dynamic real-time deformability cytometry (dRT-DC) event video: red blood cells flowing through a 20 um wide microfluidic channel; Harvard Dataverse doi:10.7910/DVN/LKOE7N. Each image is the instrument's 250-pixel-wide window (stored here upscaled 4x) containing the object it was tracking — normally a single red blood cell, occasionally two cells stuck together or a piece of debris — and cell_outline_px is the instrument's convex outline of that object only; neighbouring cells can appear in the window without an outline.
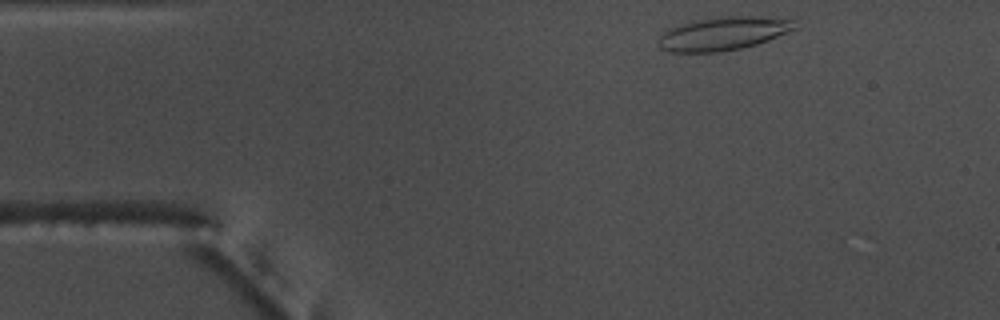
{"species": "common noctule bat (a hibernating species)", "species_latin": "Nyctalus noctula", "temperature_condition": "warm", "stored_images_in_passage": 39, "camera_frame_rate_fps": 3000, "um_per_image_px": 0.085, "animal": {"sex": "male", "body_mass_g": 17.5, "forearm_length_mm": 52.3}, "frame": {"image": 1, "passage_image": 2, "time_ms": 0.333, "image_size_px": [1000, 320], "cell_outline_px": [[800, 28], [768, 40], [756, 44], [740, 48], [720, 52], [668, 52], [660, 48], [656, 44], [656, 36], [668, 28], [700, 20], [724, 16], [752, 16], [792, 20]], "centroid_in_image_um": [61.42, 2.87], "position_along_channel_um": 23.6, "area_um2": 26.53}}
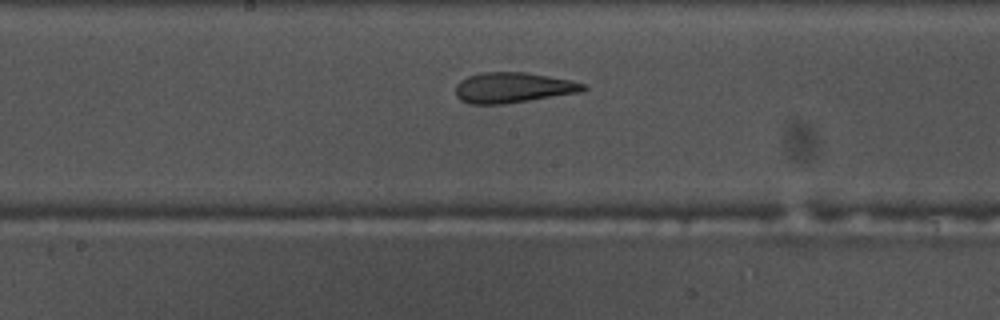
{"frame": {"image": 2, "passage_image": 22, "time_ms": 7.0, "image_size_px": [1000, 320], "cell_outline_px": [[588, 88], [580, 92], [504, 104], [468, 104], [460, 100], [456, 96], [456, 84], [460, 80], [468, 76], [480, 72], [528, 72], [572, 80], [588, 84]], "centroid_in_image_um": [43.61, 7.44], "position_along_channel_um": 204.6, "area_um2": 22.89}}
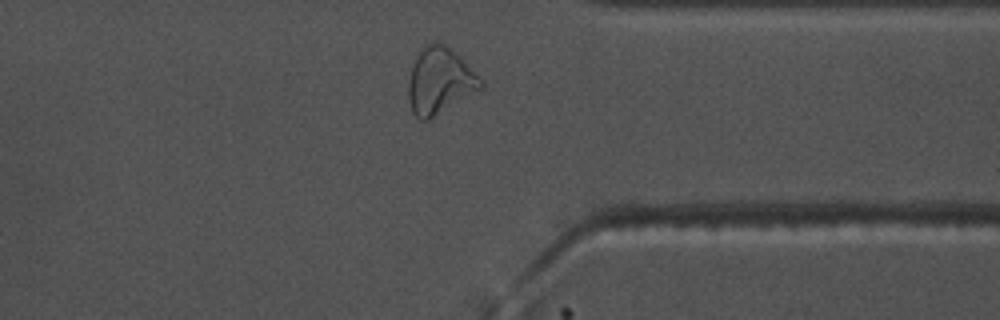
{"frame": {"image": 3, "passage_image": 36, "time_ms": 11.667, "image_size_px": [1000, 320], "cell_outline_px": [[484, 88], [428, 120], [420, 120], [412, 112], [408, 100], [408, 84], [412, 64], [420, 48], [436, 40], [452, 48], [460, 56], [484, 84]], "centroid_in_image_um": [37.36, 6.87], "position_along_channel_um": 374.0, "area_um2": 28.09}, "authors_computed_cell_mechanics": {"area_um2": 22.9466, "velocity_mm_per_s": 3.7415, "shape_relaxation_time_tau1_ms": null, "shape_relaxation_time_tau2_ms": 1.6063, "deformation_change_tau1": null, "deformation_change_tau2": 0.111}}